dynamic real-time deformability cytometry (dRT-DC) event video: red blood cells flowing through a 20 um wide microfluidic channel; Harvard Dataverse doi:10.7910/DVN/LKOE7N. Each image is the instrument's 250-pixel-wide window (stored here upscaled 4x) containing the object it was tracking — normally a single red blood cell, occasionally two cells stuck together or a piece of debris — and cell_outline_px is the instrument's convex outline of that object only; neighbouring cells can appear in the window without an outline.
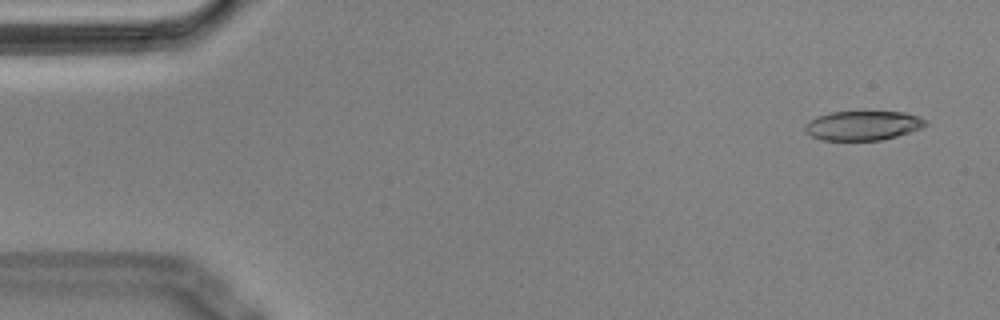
{"species": "Egyptian fruit bat (a non-hibernating species)", "species_latin": "Rousettus aegyptiacus", "temperature_condition": "cold", "stored_images_in_passage": 55, "camera_frame_rate_fps": 3000, "um_per_image_px": 0.085, "animal": {"sex": "male"}, "frame": {"image": 1, "passage_image": 3, "time_ms": 0.667, "image_size_px": [1000, 320], "cell_outline_px": [[928, 124], [920, 128], [896, 136], [880, 140], [820, 140], [812, 136], [804, 128], [804, 124], [808, 120], [816, 116], [828, 112], [904, 112], [920, 116], [928, 120]], "centroid_in_image_um": [73.33, 10.66], "position_along_channel_um": 11.7, "area_um2": 20.69}}
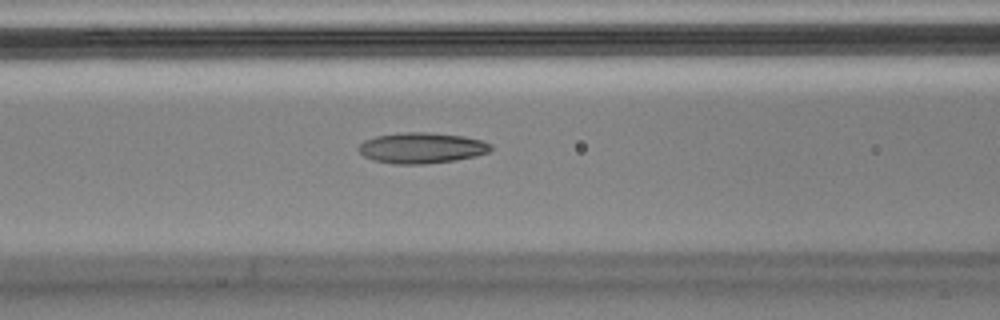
{"frame": {"image": 2, "passage_image": 22, "time_ms": 7.0, "image_size_px": [1000, 320], "cell_outline_px": [[492, 148], [488, 152], [476, 156], [456, 160], [424, 164], [392, 164], [372, 160], [364, 156], [360, 152], [360, 144], [364, 140], [376, 136], [404, 132], [428, 132], [464, 136], [480, 140], [492, 144]], "centroid_in_image_um": [35.85, 12.58], "position_along_channel_um": 130.8, "area_um2": 23.7}}
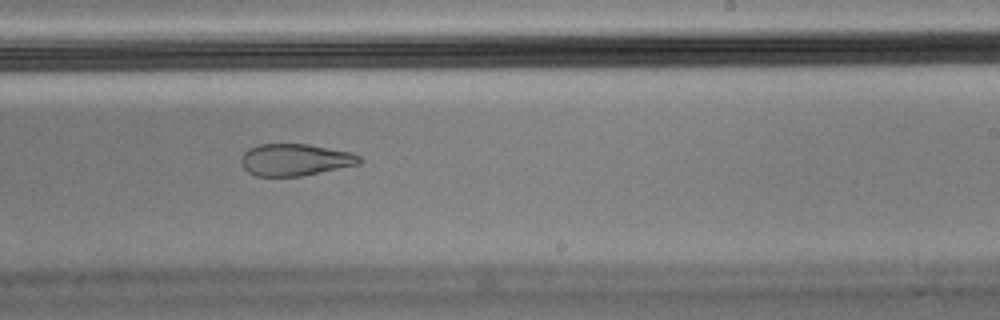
{"frame": {"image": 3, "passage_image": 33, "time_ms": 10.667, "image_size_px": [1000, 320], "cell_outline_px": [[364, 160], [360, 164], [304, 176], [256, 176], [248, 172], [244, 168], [240, 160], [244, 152], [248, 148], [256, 144], [308, 144], [352, 152], [360, 156]], "centroid_in_image_um": [25.11, 13.58], "position_along_channel_um": 263.9, "area_um2": 22.31}, "authors_computed_cell_mechanics": {"area_um2": 23.2356, "velocity_mm_per_s": 3.6415, "shape_relaxation_time_tau1_ms": null, "shape_relaxation_time_tau2_ms": 2.8176, "deformation_change_tau1": null, "deformation_change_tau2": 0.103}}